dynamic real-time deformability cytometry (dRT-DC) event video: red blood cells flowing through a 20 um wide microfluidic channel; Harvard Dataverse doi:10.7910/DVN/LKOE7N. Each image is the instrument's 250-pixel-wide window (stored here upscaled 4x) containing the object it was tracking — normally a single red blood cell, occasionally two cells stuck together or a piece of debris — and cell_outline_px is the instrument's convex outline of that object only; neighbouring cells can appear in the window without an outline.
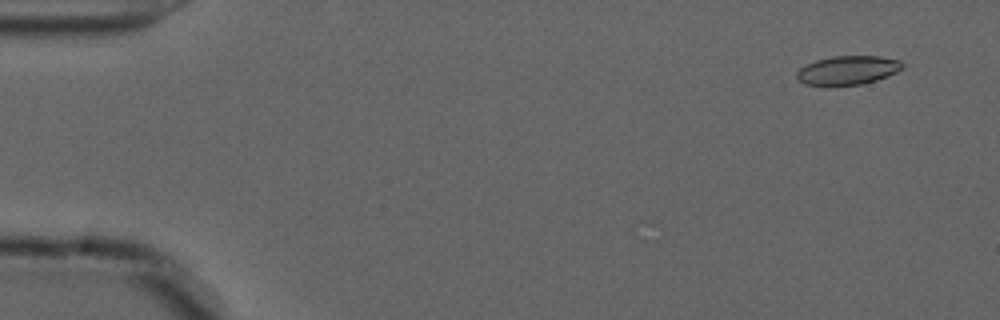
{"species": "common noctule bat (a hibernating species)", "species_latin": "Nyctalus noctula", "temperature_condition": "cold", "stored_images_in_passage": 56, "camera_frame_rate_fps": 3000, "um_per_image_px": 0.085, "animal": {"sex": "male", "forearm_length_mm": 52.5}, "frame": {"image": 1, "passage_image": 4, "time_ms": 1.0, "image_size_px": [1000, 320], "cell_outline_px": [[904, 68], [888, 76], [876, 80], [860, 84], [804, 84], [796, 76], [796, 72], [800, 68], [816, 60], [832, 56], [880, 56], [900, 60], [904, 64]], "centroid_in_image_um": [72.11, 5.94], "position_along_channel_um": 12.9, "area_um2": 17.46}}
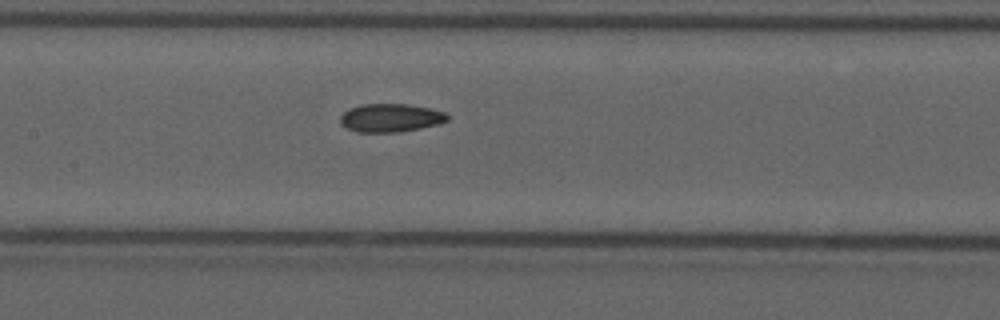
{"frame": {"image": 2, "passage_image": 27, "time_ms": 8.667, "image_size_px": [1000, 320], "cell_outline_px": [[448, 120], [436, 124], [420, 128], [400, 132], [356, 132], [340, 124], [340, 116], [348, 108], [360, 104], [408, 104], [432, 108], [444, 112], [448, 116]], "centroid_in_image_um": [33.17, 10.01], "position_along_channel_um": 174.2, "area_um2": 17.74}}
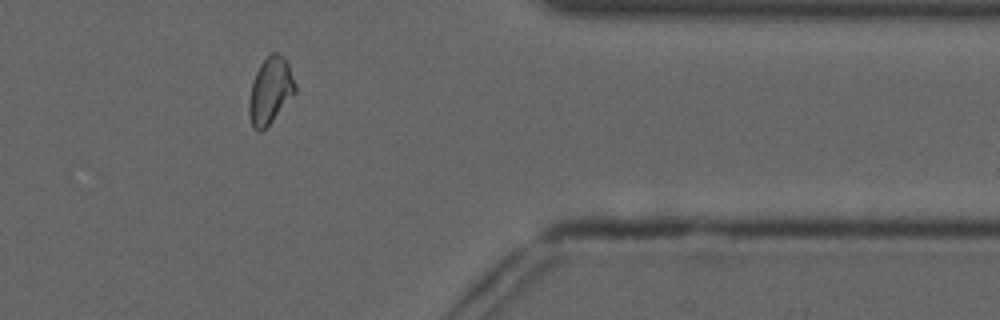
{"frame": {"image": 3, "passage_image": 46, "time_ms": 15.0, "image_size_px": [1000, 320], "cell_outline_px": [[296, 92], [272, 120], [260, 132], [256, 132], [252, 124], [248, 112], [248, 100], [252, 80], [260, 64], [272, 52], [276, 52], [284, 56], [288, 64], [296, 84]], "centroid_in_image_um": [22.96, 7.68], "position_along_channel_um": 388.4, "area_um2": 17.8}, "authors_computed_cell_mechanics": {"area_um2": 17.8602, "velocity_mm_per_s": 3.6792, "shape_relaxation_time_tau1_ms": null, "shape_relaxation_time_tau2_ms": 3.8407, "deformation_change_tau1": null, "deformation_change_tau2": 0.0912}}